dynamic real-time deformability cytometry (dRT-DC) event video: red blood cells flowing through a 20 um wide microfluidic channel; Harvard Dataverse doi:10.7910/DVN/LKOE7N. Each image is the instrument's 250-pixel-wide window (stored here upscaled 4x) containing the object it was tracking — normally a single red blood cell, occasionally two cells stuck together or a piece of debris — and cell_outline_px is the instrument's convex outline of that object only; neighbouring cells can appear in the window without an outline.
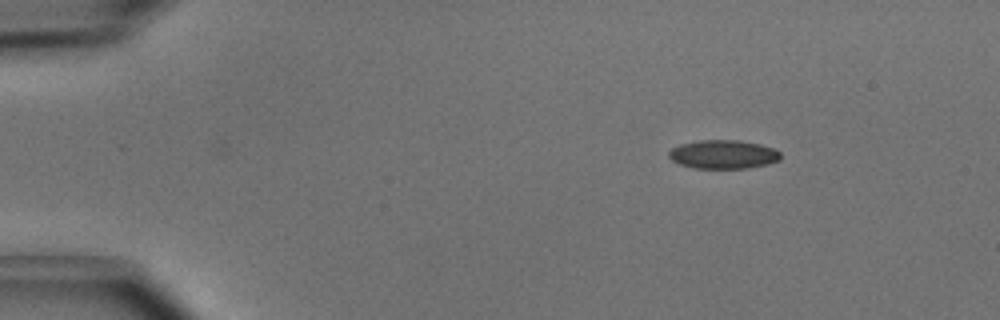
{"species": "common noctule bat (a hibernating species)", "species_latin": "Nyctalus noctula", "temperature_condition": "cold", "stored_images_in_passage": 4, "camera_frame_rate_fps": 3000, "um_per_image_px": 0.085, "animal": {"sex": "male", "body_mass_g": 15.6}, "frame": {"image": 1, "passage_image": 1, "time_ms": 0.0, "image_size_px": [1000, 320], "cell_outline_px": [[780, 160], [768, 164], [748, 168], [692, 168], [680, 164], [672, 160], [668, 156], [668, 152], [672, 148], [680, 144], [700, 140], [740, 140], [760, 144], [776, 148], [780, 152]], "centroid_in_image_um": [61.5, 13.12], "position_along_channel_um": 23.5, "area_um2": 18.84}}
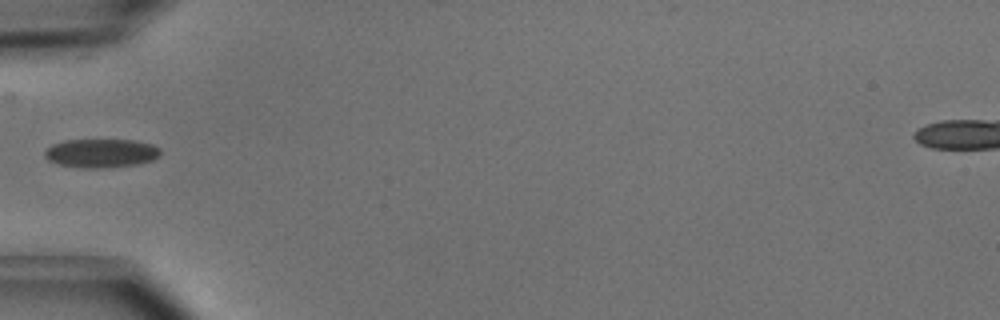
{"frame": {"image": 2, "passage_image": 4, "time_ms": 1.0, "image_size_px": [1000, 320], "cell_outline_px": [[160, 156], [152, 160], [140, 164], [100, 168], [84, 168], [60, 164], [48, 160], [44, 156], [44, 152], [52, 144], [64, 140], [136, 140], [152, 144], [160, 148]], "centroid_in_image_um": [8.62, 13.01], "position_along_channel_um": 76.4, "area_um2": 19.42}}